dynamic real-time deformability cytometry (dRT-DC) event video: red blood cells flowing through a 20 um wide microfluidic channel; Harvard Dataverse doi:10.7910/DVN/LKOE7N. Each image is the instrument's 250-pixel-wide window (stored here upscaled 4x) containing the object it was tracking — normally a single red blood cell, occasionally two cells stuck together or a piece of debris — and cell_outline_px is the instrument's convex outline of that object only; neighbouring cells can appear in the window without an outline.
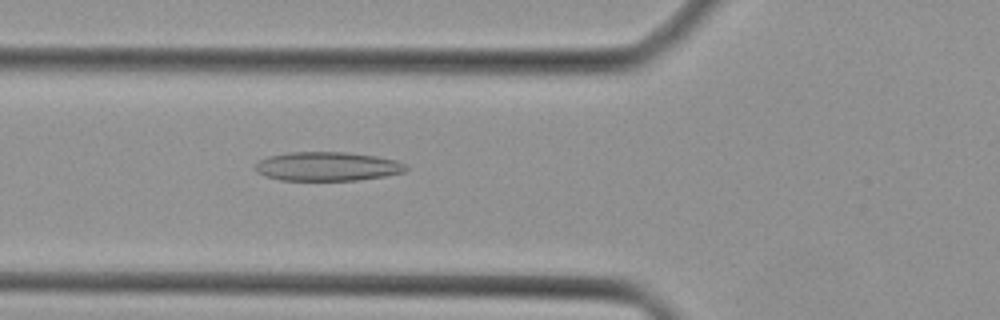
{"species": "Egyptian fruit bat (a non-hibernating species)", "species_latin": "Rousettus aegyptiacus", "temperature_condition": "cold", "stored_images_in_passage": 44, "camera_frame_rate_fps": 3000, "um_per_image_px": 0.085, "animal": {"sex": "female"}, "frame": {"image": 1, "passage_image": 16, "time_ms": 5.0, "image_size_px": [1000, 320], "cell_outline_px": [[408, 168], [404, 172], [384, 176], [356, 180], [280, 180], [264, 176], [256, 172], [256, 164], [260, 160], [268, 156], [288, 152], [344, 152], [376, 156], [396, 160], [404, 164]], "centroid_in_image_um": [27.8, 14.14], "position_along_channel_um": 98.0, "area_um2": 25.37}}
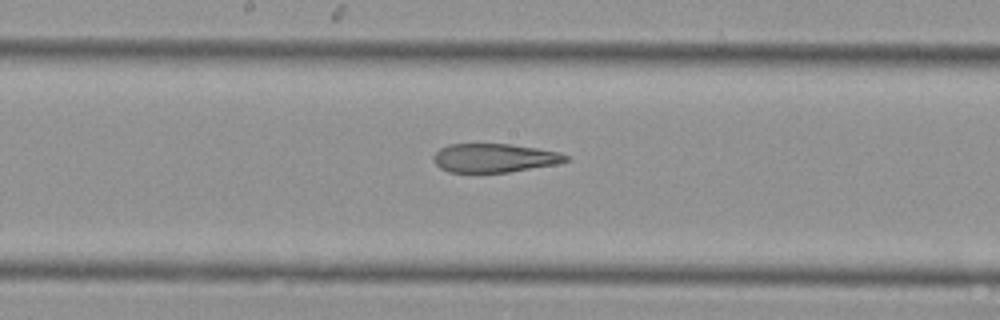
{"frame": {"image": 2, "passage_image": 23, "time_ms": 7.333, "image_size_px": [1000, 320], "cell_outline_px": [[568, 160], [556, 164], [508, 172], [448, 172], [440, 168], [432, 160], [432, 156], [440, 148], [448, 144], [512, 144], [560, 152], [568, 156]], "centroid_in_image_um": [41.98, 13.42], "position_along_channel_um": 206.2, "area_um2": 22.14}}
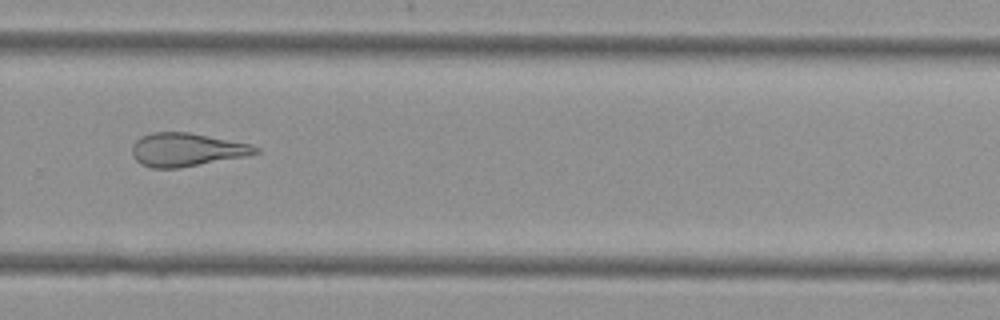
{"frame": {"image": 3, "passage_image": 30, "time_ms": 9.667, "image_size_px": [1000, 320], "cell_outline_px": [[260, 152], [244, 156], [176, 168], [152, 168], [140, 164], [132, 156], [132, 144], [136, 140], [152, 132], [188, 132], [248, 144], [260, 148]], "centroid_in_image_um": [15.79, 12.72], "position_along_channel_um": 314.0, "area_um2": 23.52}}